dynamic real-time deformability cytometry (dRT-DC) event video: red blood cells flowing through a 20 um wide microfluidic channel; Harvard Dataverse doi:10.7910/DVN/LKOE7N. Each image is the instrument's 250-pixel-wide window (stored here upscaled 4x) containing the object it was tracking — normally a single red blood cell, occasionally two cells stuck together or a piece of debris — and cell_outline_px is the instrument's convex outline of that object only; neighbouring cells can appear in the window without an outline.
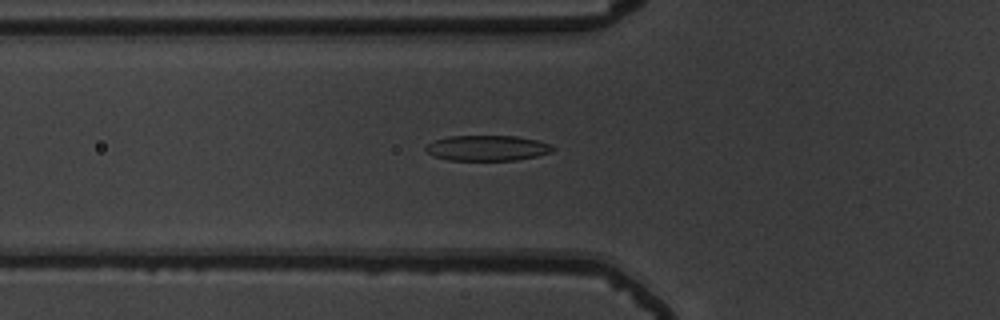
{"species": "common noctule bat (a hibernating species)", "species_latin": "Nyctalus noctula", "temperature_condition": "warm", "stored_images_in_passage": 50, "camera_frame_rate_fps": 3000, "um_per_image_px": 0.085, "animal": {"sex": "male", "body_mass_g": 19.5, "forearm_length_mm": 54.6}, "frame": {"image": 1, "passage_image": 20, "time_ms": 6.333, "image_size_px": [1000, 320], "cell_outline_px": [[556, 148], [552, 152], [536, 156], [516, 160], [448, 160], [432, 156], [424, 148], [428, 144], [436, 140], [448, 136], [516, 136], [536, 140], [548, 144]], "centroid_in_image_um": [41.4, 12.59], "position_along_channel_um": 84.4, "area_um2": 18.73}}
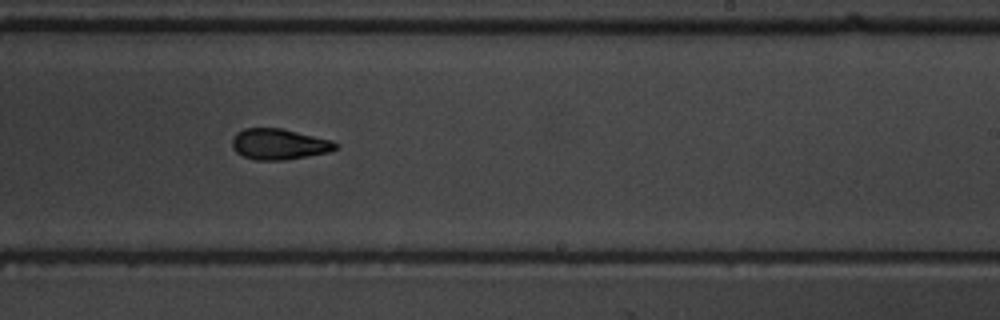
{"frame": {"image": 2, "passage_image": 34, "time_ms": 11.0, "image_size_px": [1000, 320], "cell_outline_px": [[340, 148], [328, 152], [284, 160], [256, 160], [244, 156], [236, 152], [232, 148], [232, 140], [236, 132], [244, 128], [280, 128], [332, 140], [340, 144]], "centroid_in_image_um": [23.73, 12.25], "position_along_channel_um": 265.3, "area_um2": 18.61}}
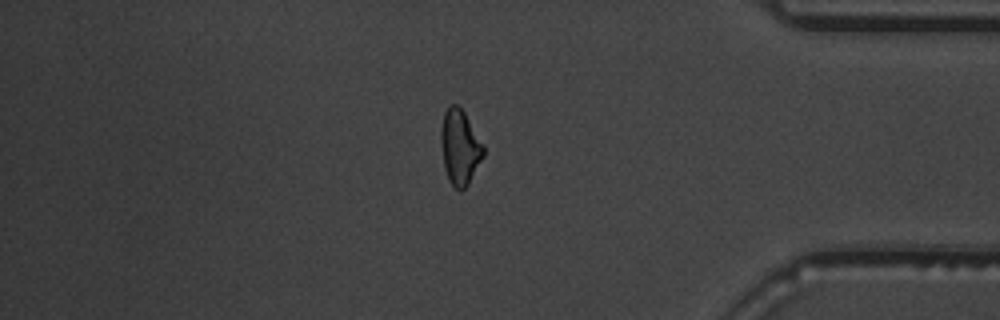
{"frame": {"image": 3, "passage_image": 46, "time_ms": 15.0, "image_size_px": [1000, 320], "cell_outline_px": [[484, 156], [468, 184], [460, 192], [448, 180], [444, 168], [440, 144], [440, 128], [444, 112], [452, 104], [456, 104], [464, 112], [484, 144]], "centroid_in_image_um": [39.08, 12.51], "position_along_channel_um": 396.1, "area_um2": 18.73}}